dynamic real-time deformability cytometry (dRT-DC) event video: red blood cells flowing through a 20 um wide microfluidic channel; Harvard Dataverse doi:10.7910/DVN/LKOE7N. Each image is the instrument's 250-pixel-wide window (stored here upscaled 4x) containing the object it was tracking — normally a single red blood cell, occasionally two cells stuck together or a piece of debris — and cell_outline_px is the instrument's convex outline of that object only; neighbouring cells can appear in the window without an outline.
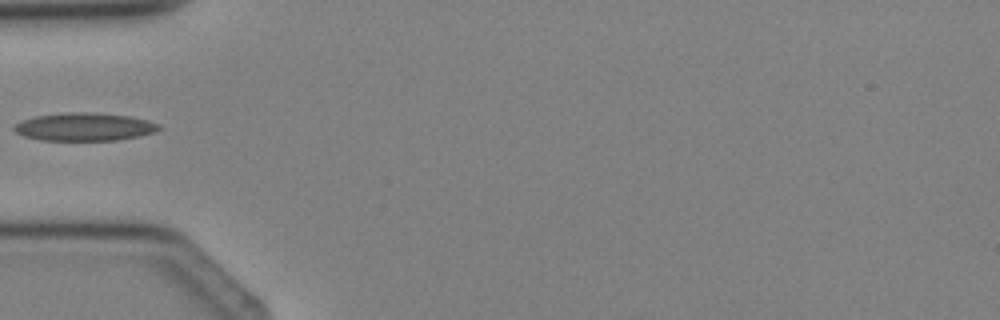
{"species": "Egyptian fruit bat (a non-hibernating species)", "species_latin": "Rousettus aegyptiacus", "temperature_condition": "cold", "stored_images_in_passage": 1, "camera_frame_rate_fps": 3000, "um_per_image_px": 0.085, "animal": {"sex": "female"}, "frame": {"image": 1, "passage_image": 1, "time_ms": 0.0, "image_size_px": [1000, 320], "cell_outline_px": [[160, 128], [152, 132], [140, 136], [116, 140], [40, 140], [24, 136], [16, 132], [12, 128], [20, 120], [36, 116], [68, 112], [88, 112], [128, 116], [148, 120], [160, 124]], "centroid_in_image_um": [7.15, 10.78], "position_along_channel_um": 77.9, "area_um2": 23.47}}